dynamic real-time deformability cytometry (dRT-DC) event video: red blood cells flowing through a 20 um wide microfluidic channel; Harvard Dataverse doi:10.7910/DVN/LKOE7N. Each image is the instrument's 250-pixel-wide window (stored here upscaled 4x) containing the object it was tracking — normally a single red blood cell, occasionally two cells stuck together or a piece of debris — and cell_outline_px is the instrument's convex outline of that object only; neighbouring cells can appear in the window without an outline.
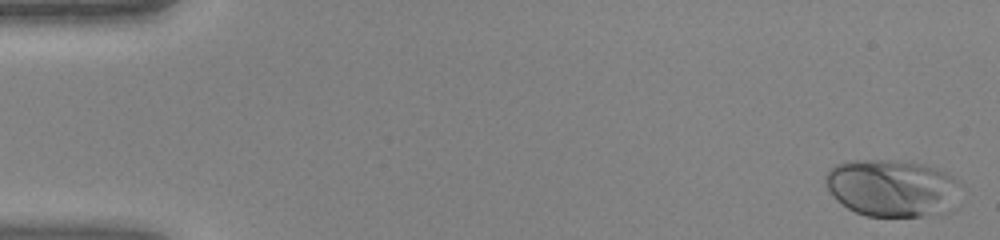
{"species": "human", "species_latin": "Homo sapiens", "temperature_condition": "warm", "stored_images_in_passage": 40, "camera_frame_rate_fps": 3000, "um_per_image_px": 0.085, "donor": {"sex": "female"}, "frame": {"image": 1, "passage_image": 1, "time_ms": 0.0, "image_size_px": [1000, 240], "cell_outline_px": [[960, 184], [948, 208], [944, 212], [920, 216], [864, 216], [848, 208], [836, 200], [832, 196], [824, 184], [824, 176], [836, 164], [852, 160], [896, 160], [924, 164], [948, 172]], "centroid_in_image_um": [75.74, 15.96], "position_along_channel_um": 9.3, "area_um2": 44.8}}
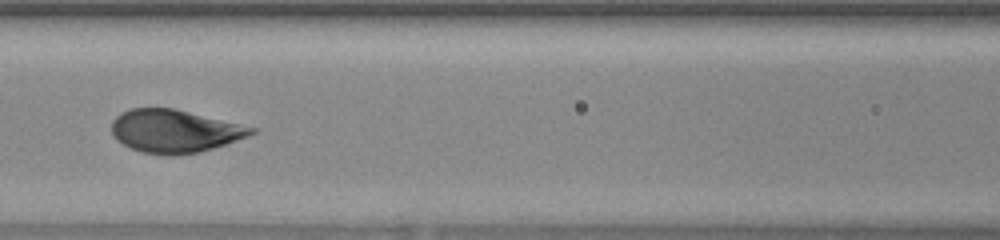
{"frame": {"image": 2, "passage_image": 20, "time_ms": 6.333, "image_size_px": [1000, 240], "cell_outline_px": [[256, 132], [248, 136], [200, 152], [172, 156], [168, 156], [140, 152], [116, 140], [112, 136], [112, 120], [120, 112], [132, 108], [172, 108], [256, 128]], "centroid_in_image_um": [14.78, 11.15], "position_along_channel_um": 151.8, "area_um2": 34.74}}
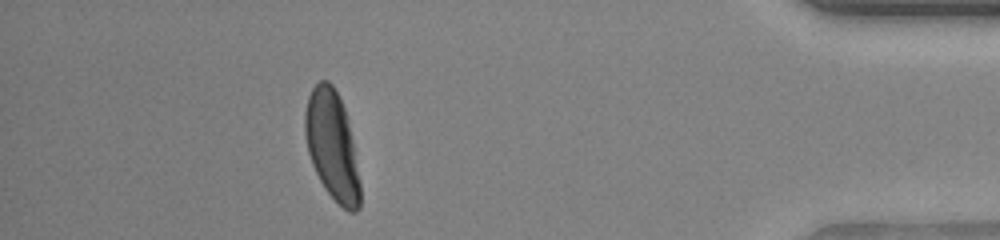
{"frame": {"image": 3, "passage_image": 40, "time_ms": 13.0, "image_size_px": [1000, 240], "cell_outline_px": [[360, 208], [356, 212], [348, 212], [324, 188], [312, 164], [308, 152], [304, 132], [304, 112], [308, 96], [312, 88], [320, 80], [328, 80], [332, 84], [344, 108], [352, 140], [360, 184]], "centroid_in_image_um": [28.2, 12.37], "position_along_channel_um": 407.0, "area_um2": 34.56}}